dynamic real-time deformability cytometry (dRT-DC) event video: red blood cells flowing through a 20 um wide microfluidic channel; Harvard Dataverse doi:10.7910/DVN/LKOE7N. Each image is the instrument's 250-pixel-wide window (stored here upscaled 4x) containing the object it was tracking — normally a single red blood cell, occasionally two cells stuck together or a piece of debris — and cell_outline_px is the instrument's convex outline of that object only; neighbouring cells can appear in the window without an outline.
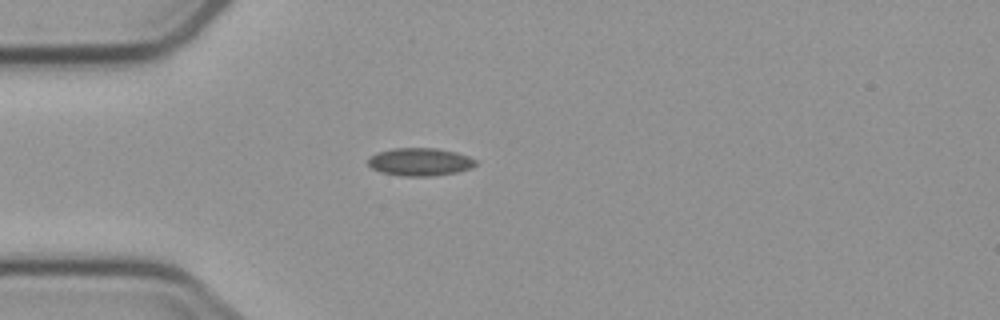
{"species": "common noctule bat (a hibernating species)", "species_latin": "Nyctalus noctula", "temperature_condition": "cold", "stored_images_in_passage": 1, "camera_frame_rate_fps": 3000, "um_per_image_px": 0.085, "animal": {"sex": "male", "body_mass_g": 23.1, "forearm_length_mm": 52.7}, "frame": {"image": 1, "passage_image": 1, "time_ms": 0.0, "image_size_px": [1000, 320], "cell_outline_px": [[476, 164], [472, 168], [456, 172], [432, 176], [404, 176], [380, 172], [372, 168], [368, 164], [368, 160], [376, 152], [392, 148], [436, 148], [456, 152], [468, 156], [476, 160]], "centroid_in_image_um": [35.69, 13.75], "position_along_channel_um": 49.3, "area_um2": 17.46}}